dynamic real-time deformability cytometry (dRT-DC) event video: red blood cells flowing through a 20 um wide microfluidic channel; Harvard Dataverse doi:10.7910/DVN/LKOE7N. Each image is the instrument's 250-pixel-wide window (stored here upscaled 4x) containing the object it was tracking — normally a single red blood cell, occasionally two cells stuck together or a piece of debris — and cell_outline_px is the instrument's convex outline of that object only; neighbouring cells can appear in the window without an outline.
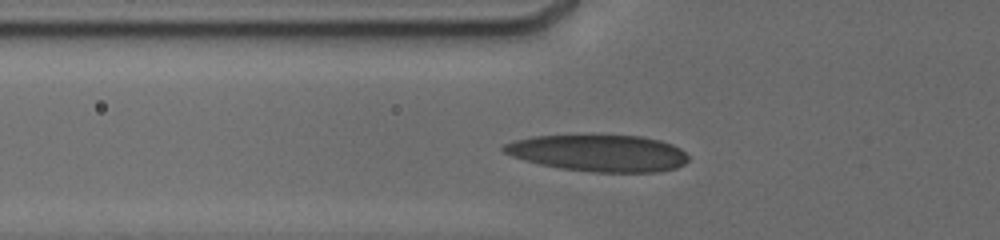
{"species": "human", "species_latin": "Homo sapiens", "temperature_condition": "cold", "stored_images_in_passage": 28, "camera_frame_rate_fps": 3000, "um_per_image_px": 0.085, "donor": {"sex": "male"}, "frame": {"image": 1, "passage_image": 12, "time_ms": 4.333, "image_size_px": [1000, 240], "cell_outline_px": [[688, 160], [684, 164], [676, 168], [656, 172], [592, 172], [560, 168], [540, 164], [524, 160], [512, 156], [504, 152], [500, 148], [504, 144], [516, 140], [532, 136], [640, 136], [660, 140], [672, 144], [680, 148], [688, 156]], "centroid_in_image_um": [50.89, 13.02], "position_along_channel_um": 74.9, "area_um2": 39.25}}
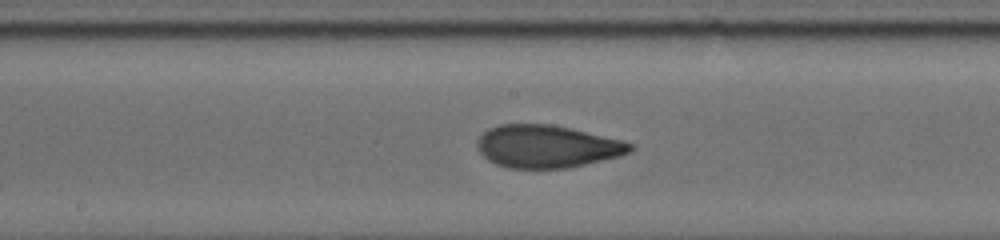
{"frame": {"image": 2, "passage_image": 21, "time_ms": 7.667, "image_size_px": [1000, 240], "cell_outline_px": [[636, 148], [620, 156], [568, 168], [508, 168], [496, 164], [488, 160], [480, 152], [476, 144], [476, 140], [488, 128], [500, 124], [552, 124], [572, 128], [636, 144]], "centroid_in_image_um": [46.49, 12.44], "position_along_channel_um": 201.7, "area_um2": 38.09}}
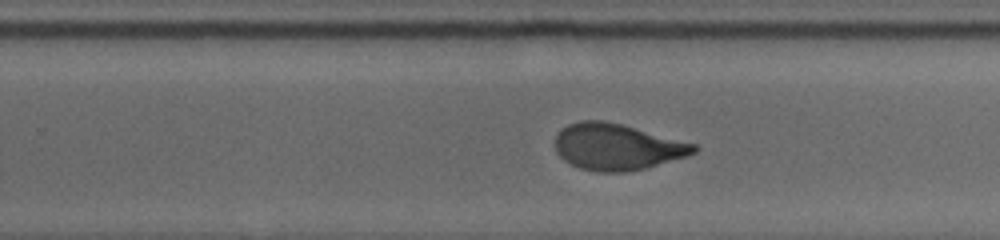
{"frame": {"image": 3, "passage_image": 26, "time_ms": 9.667, "image_size_px": [1000, 240], "cell_outline_px": [[700, 148], [696, 152], [684, 156], [644, 168], [624, 172], [596, 172], [580, 168], [564, 160], [556, 152], [556, 136], [568, 124], [580, 120], [604, 120], [620, 124], [696, 144]], "centroid_in_image_um": [52.42, 12.48], "position_along_channel_um": 277.4, "area_um2": 36.93}}